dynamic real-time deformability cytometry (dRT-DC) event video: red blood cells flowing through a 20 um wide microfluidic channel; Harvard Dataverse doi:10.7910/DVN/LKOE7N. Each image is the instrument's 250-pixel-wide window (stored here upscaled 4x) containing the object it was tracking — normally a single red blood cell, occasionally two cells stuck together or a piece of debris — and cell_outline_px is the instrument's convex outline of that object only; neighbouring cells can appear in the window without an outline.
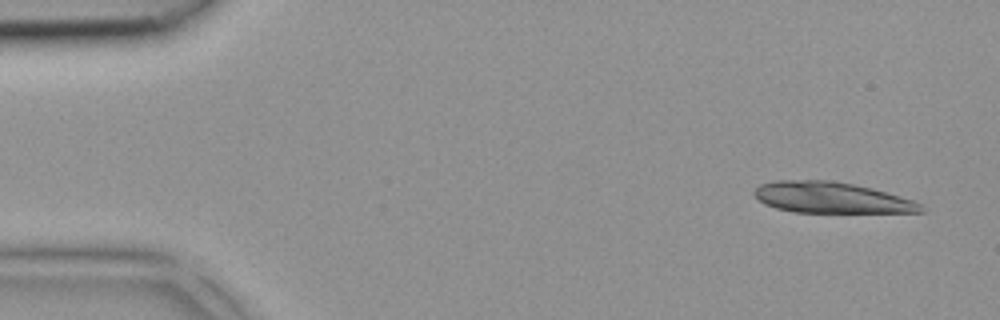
{"species": "common noctule bat (a hibernating species)", "species_latin": "Nyctalus noctula", "temperature_condition": "room temperature", "stored_images_in_passage": 3, "camera_frame_rate_fps": 3000, "um_per_image_px": 0.085, "animal": {"sex": "female", "body_mass_g": 18.4}, "frame": {"image": 1, "passage_image": 1, "time_ms": 0.0, "image_size_px": [1000, 320], "cell_outline_px": [[924, 212], [792, 212], [776, 208], [764, 204], [752, 192], [760, 184], [776, 180], [832, 180], [872, 188], [912, 200], [920, 204], [924, 208]], "centroid_in_image_um": [70.62, 16.79], "position_along_channel_um": 14.4, "area_um2": 29.88}}